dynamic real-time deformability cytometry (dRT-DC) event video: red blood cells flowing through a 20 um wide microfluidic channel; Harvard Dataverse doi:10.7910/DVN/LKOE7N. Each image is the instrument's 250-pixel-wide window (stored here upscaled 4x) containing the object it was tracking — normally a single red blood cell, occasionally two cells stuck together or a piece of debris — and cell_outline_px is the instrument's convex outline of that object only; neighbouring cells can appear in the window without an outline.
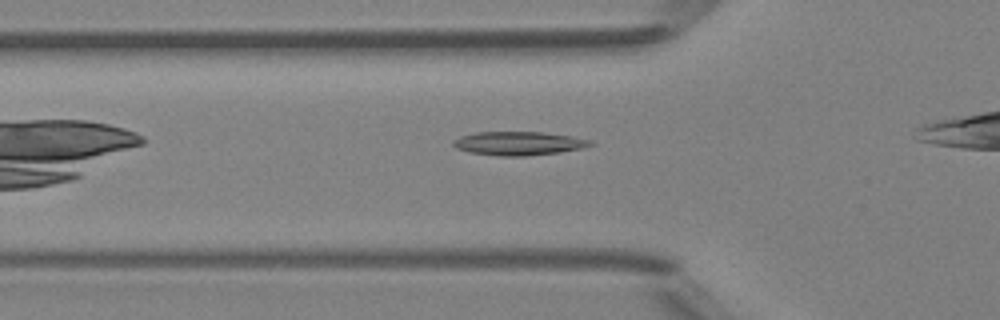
{"species": "Egyptian fruit bat (a non-hibernating species)", "species_latin": "Rousettus aegyptiacus", "temperature_condition": "room temperature", "stored_images_in_passage": 30, "camera_frame_rate_fps": 3000, "um_per_image_px": 0.085, "animal": {"sex": "female"}, "frame": {"image": 1, "passage_image": 5, "time_ms": 1.333, "image_size_px": [1000, 320], "cell_outline_px": [[596, 144], [580, 148], [560, 152], [524, 156], [496, 156], [468, 152], [456, 148], [452, 144], [452, 140], [460, 136], [476, 132], [544, 132], [572, 136], [588, 140]], "centroid_in_image_um": [44.03, 12.19], "position_along_channel_um": 81.8, "area_um2": 18.96}}
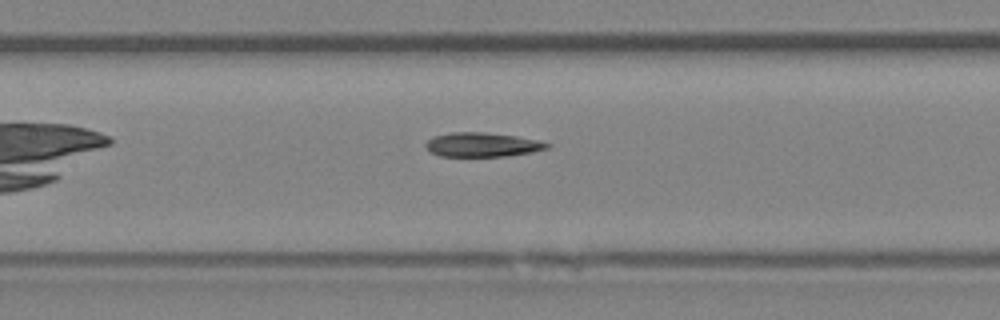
{"frame": {"image": 2, "passage_image": 11, "time_ms": 3.333, "image_size_px": [1000, 320], "cell_outline_px": [[552, 144], [548, 148], [532, 152], [508, 156], [440, 156], [432, 152], [424, 144], [432, 136], [452, 132], [488, 132], [516, 136], [536, 140]], "centroid_in_image_um": [41.0, 12.29], "position_along_channel_um": 166.4, "area_um2": 17.11}}
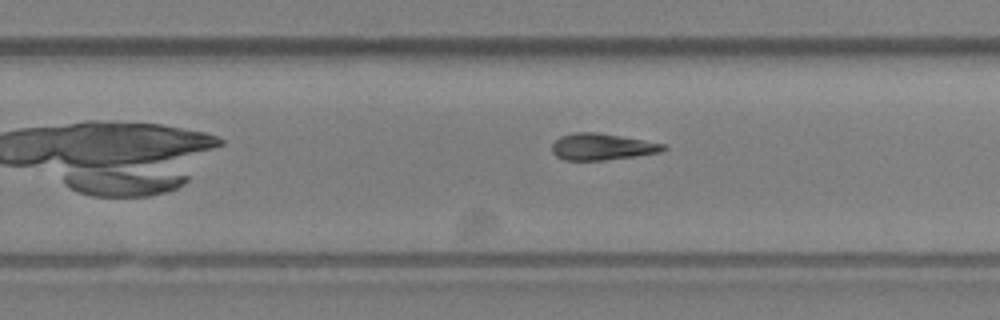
{"frame": {"image": 3, "passage_image": 19, "time_ms": 6.0, "image_size_px": [1000, 320], "cell_outline_px": [[668, 148], [660, 152], [636, 156], [604, 160], [564, 160], [556, 156], [552, 152], [552, 144], [560, 136], [572, 132], [596, 132], [620, 136], [664, 144]], "centroid_in_image_um": [51.13, 12.47], "position_along_channel_um": 278.7, "area_um2": 17.17}, "authors_computed_cell_mechanics": {"area_um2": 17.5712, "velocity_mm_per_s": 4.2303, "shape_relaxation_time_tau1_ms": 7.1143, "shape_relaxation_time_tau2_ms": 9.7817, "deformation_change_tau1": 0.1715, "deformation_change_tau2": 0.2484}}